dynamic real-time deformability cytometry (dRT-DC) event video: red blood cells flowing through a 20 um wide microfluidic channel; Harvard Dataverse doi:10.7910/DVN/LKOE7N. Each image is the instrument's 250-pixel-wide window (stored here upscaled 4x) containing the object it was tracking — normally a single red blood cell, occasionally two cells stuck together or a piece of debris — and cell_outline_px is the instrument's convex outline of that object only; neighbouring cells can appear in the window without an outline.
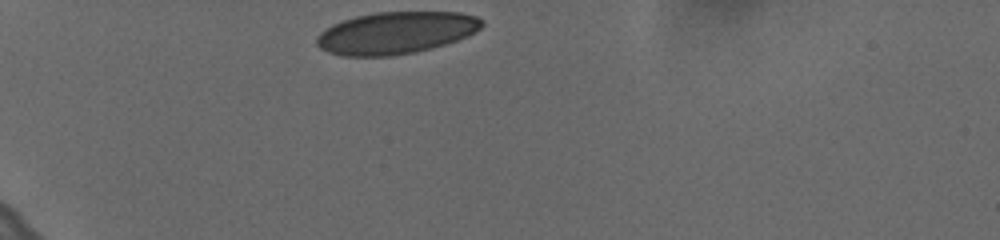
{"species": "human", "species_latin": "Homo sapiens", "temperature_condition": "cold", "stored_images_in_passage": 33, "camera_frame_rate_fps": 3000, "um_per_image_px": 0.085, "donor": {"sex": "female"}, "frame": {"image": 1, "passage_image": 1, "time_ms": 0.0, "image_size_px": [1000, 240], "cell_outline_px": [[484, 24], [476, 32], [468, 36], [432, 48], [416, 52], [392, 56], [344, 56], [328, 52], [320, 48], [316, 44], [316, 36], [320, 32], [332, 24], [356, 16], [376, 12], [460, 12], [476, 16], [484, 20]], "centroid_in_image_um": [33.66, 2.79], "position_along_channel_um": 51.3, "area_um2": 40.69}}
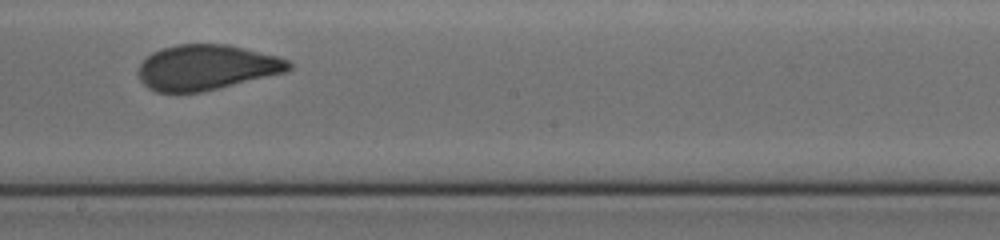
{"frame": {"image": 2, "passage_image": 19, "time_ms": 6.0, "image_size_px": [1000, 240], "cell_outline_px": [[292, 68], [288, 72], [200, 92], [156, 92], [148, 88], [140, 80], [140, 64], [152, 52], [160, 48], [176, 44], [228, 44], [276, 56], [288, 60], [292, 64]], "centroid_in_image_um": [17.57, 5.72], "position_along_channel_um": 230.6, "area_um2": 39.54}}
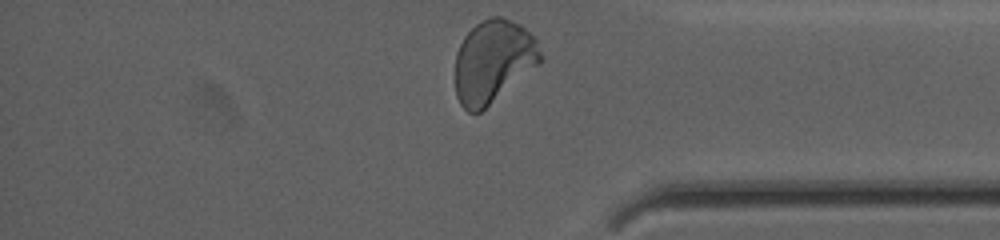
{"frame": {"image": 3, "passage_image": 33, "time_ms": 10.667, "image_size_px": [1000, 240], "cell_outline_px": [[540, 60], [536, 64], [480, 112], [468, 112], [460, 104], [456, 96], [456, 52], [464, 36], [480, 20], [492, 16], [504, 16], [520, 24], [536, 40], [540, 52]], "centroid_in_image_um": [41.86, 5.17], "position_along_channel_um": 393.3, "area_um2": 40.17}, "authors_computed_cell_mechanics": {"area_um2": 40.2866, "velocity_mm_per_s": 3.621, "shape_relaxation_time_tau1_ms": 6.7023, "shape_relaxation_time_tau2_ms": null, "deformation_change_tau1": 0.1376, "deformation_change_tau2": null}}